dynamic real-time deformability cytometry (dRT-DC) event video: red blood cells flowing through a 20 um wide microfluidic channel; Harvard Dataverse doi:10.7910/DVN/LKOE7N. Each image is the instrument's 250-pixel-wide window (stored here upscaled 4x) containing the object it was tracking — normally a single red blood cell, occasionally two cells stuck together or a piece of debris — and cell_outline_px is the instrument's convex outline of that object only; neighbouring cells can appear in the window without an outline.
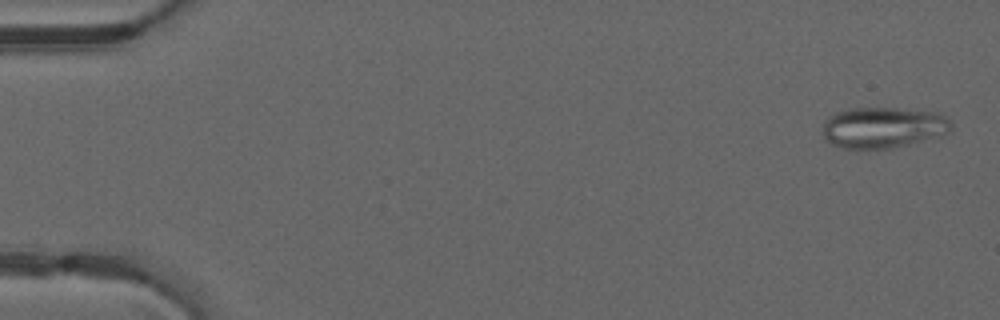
{"species": "common noctule bat (a hibernating species)", "species_latin": "Nyctalus noctula", "temperature_condition": "warm", "stored_images_in_passage": 50, "camera_frame_rate_fps": 3000, "um_per_image_px": 0.085, "animal": {"sex": "male", "forearm_length_mm": 52.5}, "frame": {"image": 1, "passage_image": 2, "time_ms": 0.333, "image_size_px": [1000, 320], "cell_outline_px": [[952, 128], [948, 132], [940, 136], [892, 148], [840, 148], [824, 140], [824, 120], [828, 116], [836, 112], [848, 108], [896, 108], [940, 112], [952, 124]], "centroid_in_image_um": [75.05, 10.83], "position_along_channel_um": 9.9, "area_um2": 30.81}}
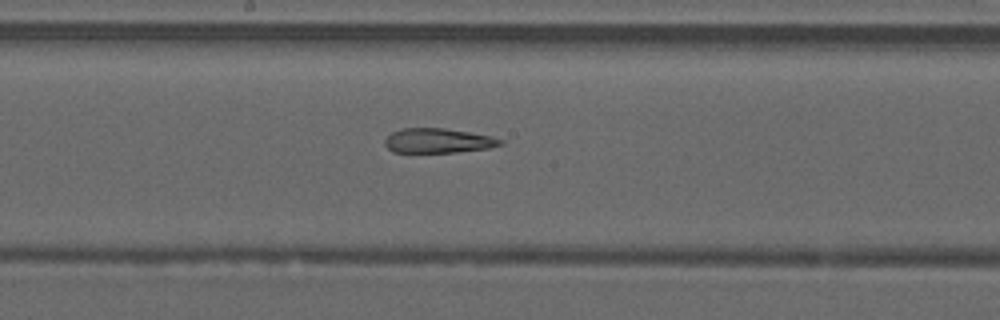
{"frame": {"image": 2, "passage_image": 27, "time_ms": 8.667, "image_size_px": [1000, 320], "cell_outline_px": [[504, 144], [488, 148], [456, 152], [392, 152], [384, 144], [384, 140], [392, 132], [400, 128], [444, 128], [492, 136], [504, 140]], "centroid_in_image_um": [37.24, 11.95], "position_along_channel_um": 211.0, "area_um2": 16.59}}
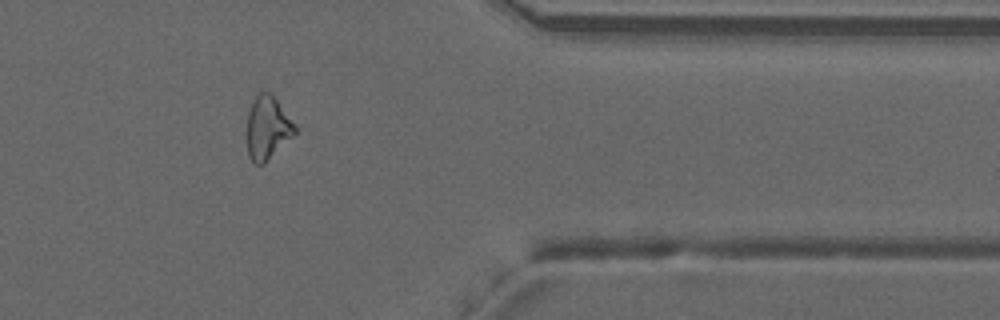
{"frame": {"image": 3, "passage_image": 41, "time_ms": 13.333, "image_size_px": [1000, 320], "cell_outline_px": [[296, 132], [264, 164], [256, 164], [248, 156], [248, 112], [256, 96], [260, 92], [272, 92], [296, 124]], "centroid_in_image_um": [22.76, 10.84], "position_along_channel_um": 388.6, "area_um2": 17.51}, "authors_computed_cell_mechanics": {"area_um2": 19.9699, "velocity_mm_per_s": 4.1583, "shape_relaxation_time_tau1_ms": null, "shape_relaxation_time_tau2_ms": 4.1018, "deformation_change_tau1": null, "deformation_change_tau2": 0.1559}}